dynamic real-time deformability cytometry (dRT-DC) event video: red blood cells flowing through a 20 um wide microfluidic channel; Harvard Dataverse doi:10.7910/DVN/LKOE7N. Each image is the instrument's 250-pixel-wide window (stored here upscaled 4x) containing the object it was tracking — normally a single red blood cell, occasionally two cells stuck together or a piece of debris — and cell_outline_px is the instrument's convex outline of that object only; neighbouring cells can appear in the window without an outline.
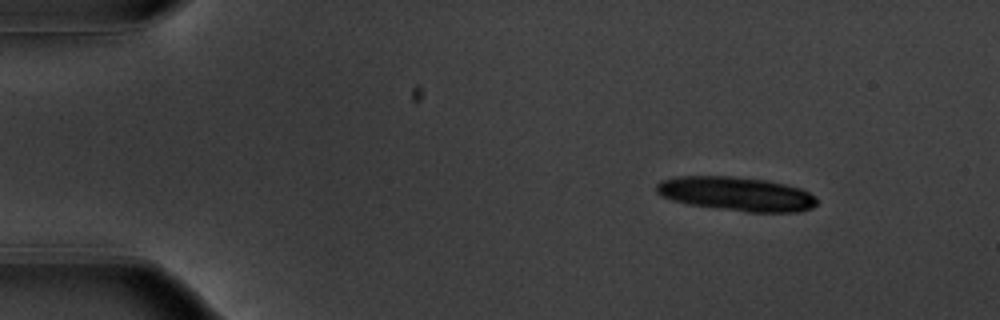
{"species": "common noctule bat (a hibernating species)", "species_latin": "Nyctalus noctula", "temperature_condition": "warm", "stored_images_in_passage": 13, "camera_frame_rate_fps": 3000, "um_per_image_px": 0.085, "animal": {"sex": "male", "body_mass_g": 20.1, "forearm_length_mm": 53.5}, "frame": {"image": 1, "passage_image": 6, "time_ms": 1.667, "image_size_px": [1000, 320], "cell_outline_px": [[816, 204], [812, 208], [796, 212], [744, 212], [688, 204], [672, 200], [660, 196], [656, 192], [656, 184], [660, 180], [676, 176], [732, 176], [768, 180], [800, 188], [816, 196]], "centroid_in_image_um": [62.56, 16.48], "position_along_channel_um": 22.4, "area_um2": 32.08}}